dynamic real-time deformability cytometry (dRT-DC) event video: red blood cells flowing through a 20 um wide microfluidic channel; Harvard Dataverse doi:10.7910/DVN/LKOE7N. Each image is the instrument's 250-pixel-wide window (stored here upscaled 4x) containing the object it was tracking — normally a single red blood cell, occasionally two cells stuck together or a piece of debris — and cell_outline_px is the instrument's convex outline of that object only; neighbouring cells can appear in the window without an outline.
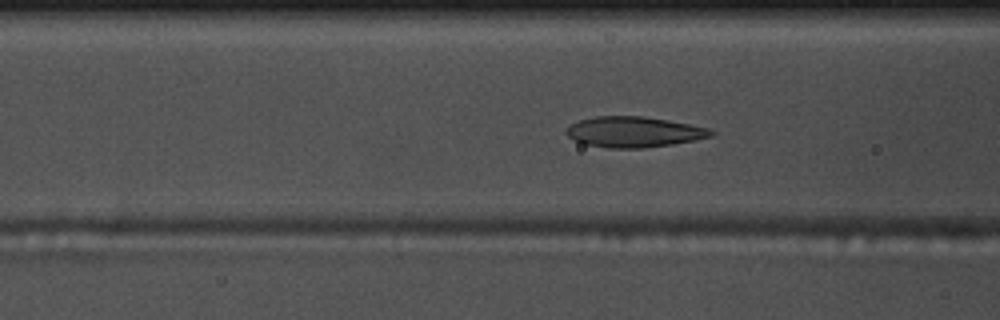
{"species": "common noctule bat (a hibernating species)", "species_latin": "Nyctalus noctula", "temperature_condition": "warm", "stored_images_in_passage": 49, "camera_frame_rate_fps": 3000, "um_per_image_px": 0.085, "animal": {"sex": "male", "body_mass_g": 17.5, "forearm_length_mm": 52.3}, "frame": {"image": 1, "passage_image": 15, "time_ms": 4.667, "image_size_px": [1000, 320], "cell_outline_px": [[716, 132], [712, 136], [696, 140], [672, 144], [644, 148], [608, 148], [584, 144], [568, 136], [564, 132], [572, 124], [580, 120], [596, 116], [644, 116], [668, 120], [708, 128]], "centroid_in_image_um": [53.9, 11.22], "position_along_channel_um": 112.7, "area_um2": 25.72}}
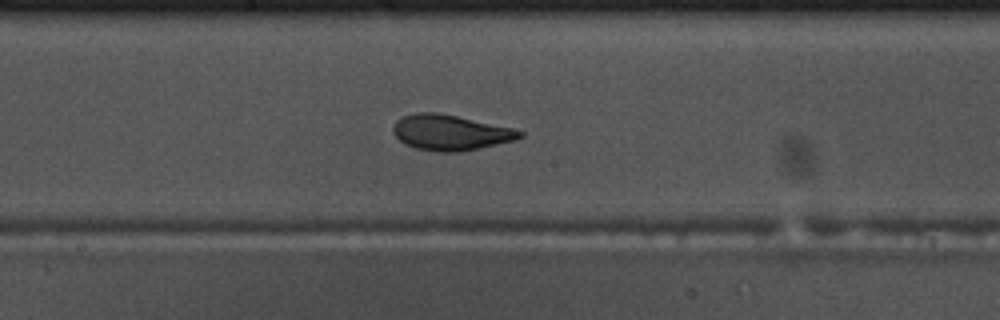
{"frame": {"image": 2, "passage_image": 23, "time_ms": 7.333, "image_size_px": [1000, 320], "cell_outline_px": [[524, 136], [516, 140], [456, 152], [436, 152], [416, 148], [404, 144], [392, 132], [392, 128], [396, 120], [404, 116], [416, 112], [436, 112], [456, 116], [512, 128], [524, 132]], "centroid_in_image_um": [38.25, 11.26], "position_along_channel_um": 210.0, "area_um2": 25.95}}
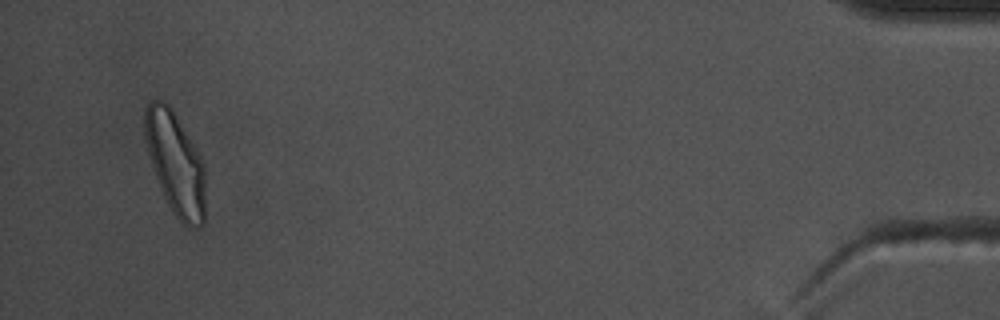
{"frame": {"image": 3, "passage_image": 47, "time_ms": 15.333, "image_size_px": [1000, 320], "cell_outline_px": [[204, 224], [200, 228], [188, 228], [172, 212], [160, 188], [144, 140], [144, 108], [152, 100], [160, 100], [168, 104], [196, 148], [204, 164]], "centroid_in_image_um": [14.9, 13.91], "position_along_channel_um": 420.3, "area_um2": 35.84}, "authors_computed_cell_mechanics": {"area_um2": 26.1256, "velocity_mm_per_s": 3.6628, "shape_relaxation_time_tau1_ms": 5.77, "shape_relaxation_time_tau2_ms": 1.2848, "deformation_change_tau1": 0.1772, "deformation_change_tau2": 0.0733}}